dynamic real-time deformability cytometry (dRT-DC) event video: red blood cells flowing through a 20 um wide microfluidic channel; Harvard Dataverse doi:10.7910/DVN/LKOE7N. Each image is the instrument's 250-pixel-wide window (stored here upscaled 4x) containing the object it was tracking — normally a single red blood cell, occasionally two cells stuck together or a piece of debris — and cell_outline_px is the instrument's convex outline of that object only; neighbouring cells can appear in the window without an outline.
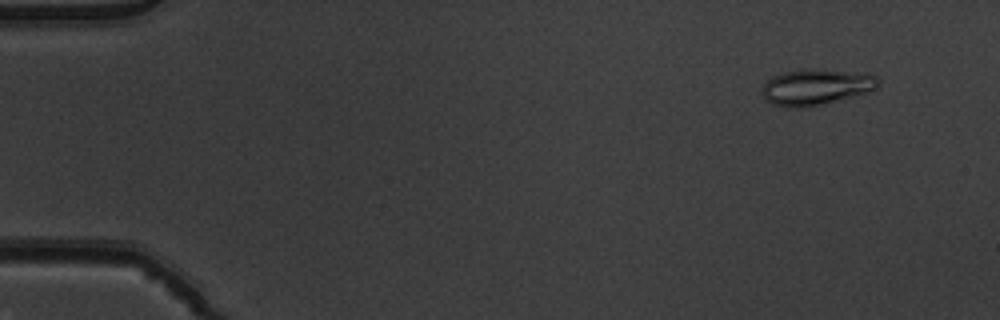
{"species": "common noctule bat (a hibernating species)", "species_latin": "Nyctalus noctula", "temperature_condition": "warm", "stored_images_in_passage": 53, "camera_frame_rate_fps": 3000, "um_per_image_px": 0.085, "animal": {"sex": "male", "body_mass_g": 19.5, "forearm_length_mm": 54.6}, "frame": {"image": 1, "passage_image": 5, "time_ms": 1.333, "image_size_px": [1000, 320], "cell_outline_px": [[880, 88], [872, 92], [804, 108], [788, 108], [772, 104], [764, 100], [760, 92], [764, 84], [772, 76], [784, 72], [804, 68], [816, 68], [864, 72], [876, 76], [880, 80]], "centroid_in_image_um": [69.41, 7.38], "position_along_channel_um": 15.6, "area_um2": 25.2}}
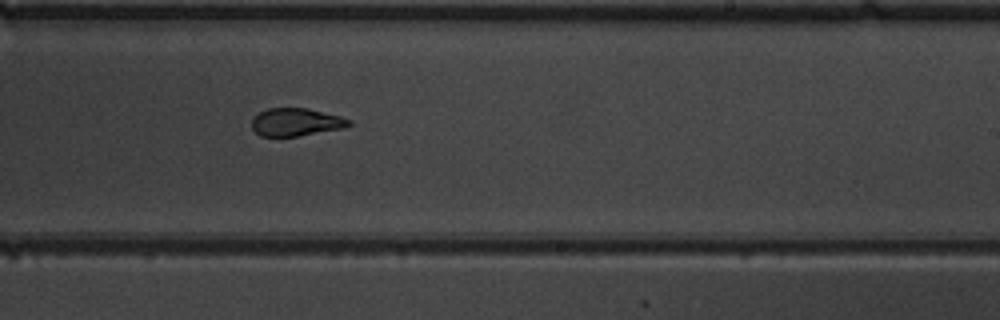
{"frame": {"image": 2, "passage_image": 33, "time_ms": 10.667, "image_size_px": [1000, 320], "cell_outline_px": [[352, 124], [344, 128], [296, 136], [260, 136], [252, 128], [252, 116], [268, 108], [308, 108], [340, 116], [352, 120]], "centroid_in_image_um": [25.16, 10.37], "position_along_channel_um": 263.8, "area_um2": 15.78}}
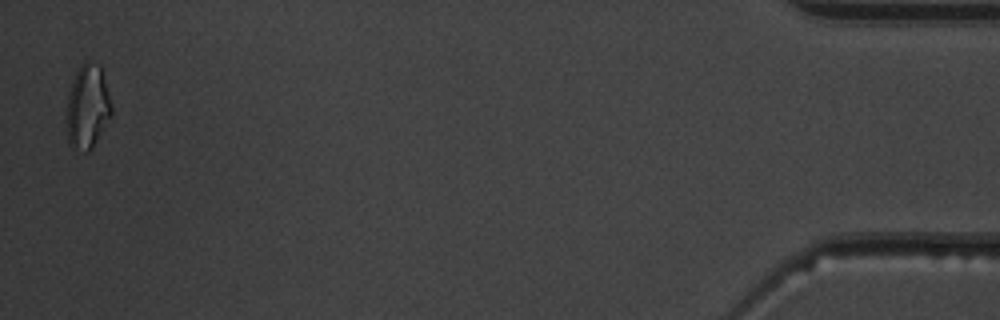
{"frame": {"image": 3, "passage_image": 52, "time_ms": 17.0, "image_size_px": [1000, 320], "cell_outline_px": [[112, 112], [92, 148], [88, 152], [84, 152], [72, 148], [68, 144], [68, 92], [72, 80], [80, 64], [84, 60], [88, 60], [100, 64], [104, 76], [112, 104]], "centroid_in_image_um": [7.45, 9.03], "position_along_channel_um": 427.8, "area_um2": 21.96}, "authors_computed_cell_mechanics": {"area_um2": 17.3978, "velocity_mm_per_s": 3.9354, "shape_relaxation_time_tau1_ms": null, "shape_relaxation_time_tau2_ms": 1.6474, "deformation_change_tau1": null, "deformation_change_tau2": 0.0768}}